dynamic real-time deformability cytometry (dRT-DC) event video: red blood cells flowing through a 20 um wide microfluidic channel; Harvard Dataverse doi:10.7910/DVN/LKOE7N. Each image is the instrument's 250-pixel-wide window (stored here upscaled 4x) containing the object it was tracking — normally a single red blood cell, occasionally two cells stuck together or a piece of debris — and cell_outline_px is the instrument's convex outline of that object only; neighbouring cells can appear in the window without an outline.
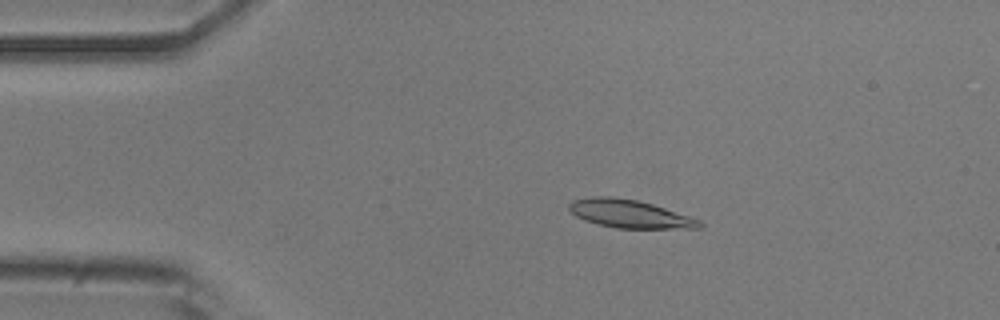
{"species": "common noctule bat (a hibernating species)", "species_latin": "Nyctalus noctula", "temperature_condition": "room temperature", "stored_images_in_passage": 54, "camera_frame_rate_fps": 3000, "um_per_image_px": 0.085, "animal": {"sex": "male", "body_mass_g": 20.5, "forearm_length_mm": 52.5}, "frame": {"image": 1, "passage_image": 10, "time_ms": 3.0, "image_size_px": [1000, 320], "cell_outline_px": [[704, 224], [700, 228], [616, 228], [584, 220], [576, 216], [568, 208], [568, 204], [572, 200], [592, 196], [612, 196], [636, 200], [652, 204], [700, 220]], "centroid_in_image_um": [53.49, 18.17], "position_along_channel_um": 31.5, "area_um2": 21.15}}
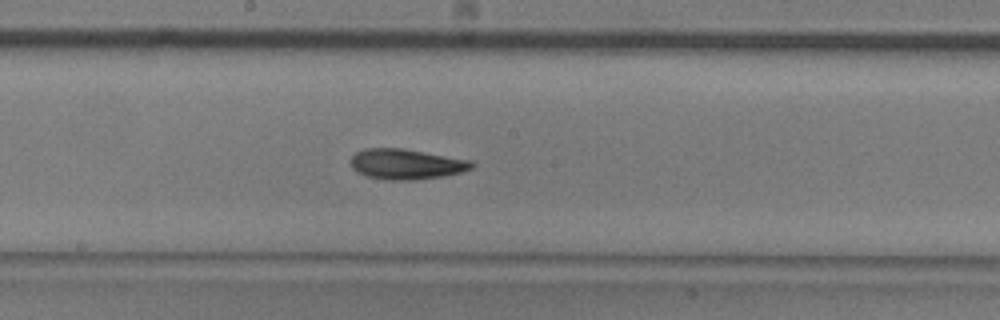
{"frame": {"image": 2, "passage_image": 28, "time_ms": 9.0, "image_size_px": [1000, 320], "cell_outline_px": [[476, 164], [472, 168], [460, 172], [444, 176], [416, 180], [388, 180], [364, 176], [356, 172], [352, 168], [352, 156], [356, 152], [364, 148], [400, 148], [472, 160]], "centroid_in_image_um": [34.53, 13.96], "position_along_channel_um": 213.7, "area_um2": 21.5}}
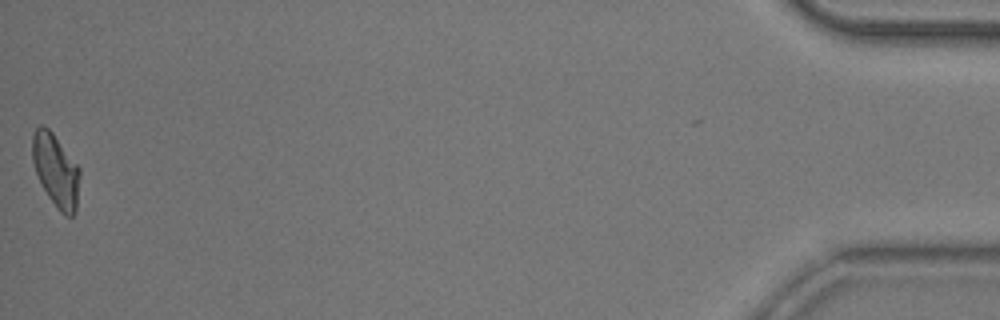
{"frame": {"image": 3, "passage_image": 53, "time_ms": 17.333, "image_size_px": [1000, 320], "cell_outline_px": [[80, 176], [76, 212], [72, 216], [64, 216], [56, 208], [48, 196], [36, 172], [32, 160], [32, 136], [36, 128], [40, 124], [44, 124], [52, 132], [80, 168]], "centroid_in_image_um": [4.75, 14.49], "position_along_channel_um": 430.4, "area_um2": 20.17}, "authors_computed_cell_mechanics": {"area_um2": 20.5768, "velocity_mm_per_s": 3.7922, "shape_relaxation_time_tau1_ms": 3.8834, "shape_relaxation_time_tau2_ms": 4.4798, "deformation_change_tau1": 0.1492, "deformation_change_tau2": 0.1039}}